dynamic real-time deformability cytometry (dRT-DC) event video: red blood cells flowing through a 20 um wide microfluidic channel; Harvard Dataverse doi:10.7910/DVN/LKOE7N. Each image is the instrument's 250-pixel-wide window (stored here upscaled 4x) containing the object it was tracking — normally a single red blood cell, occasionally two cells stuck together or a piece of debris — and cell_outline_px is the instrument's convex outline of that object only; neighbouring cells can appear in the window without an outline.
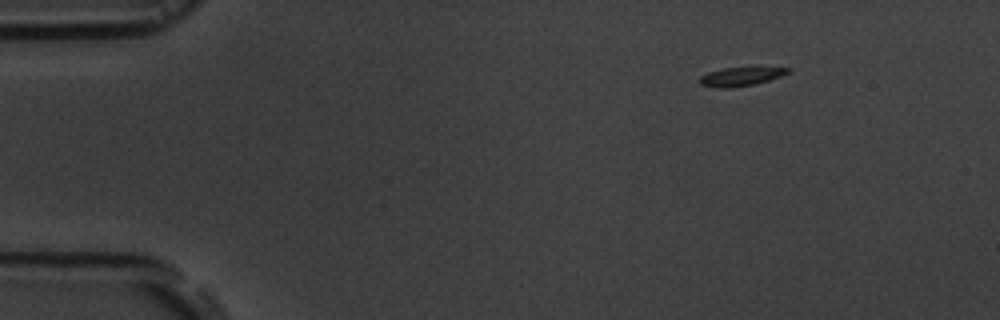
{"species": "common noctule bat (a hibernating species)", "species_latin": "Nyctalus noctula", "temperature_condition": "room temperature", "stored_images_in_passage": 8, "camera_frame_rate_fps": 3000, "um_per_image_px": 0.085, "animal": {"sex": "male", "body_mass_g": 19.5, "forearm_length_mm": 54.6}, "frame": {"image": 1, "passage_image": 2, "time_ms": 1.0, "image_size_px": [1000, 320], "cell_outline_px": [[792, 72], [768, 80], [752, 84], [728, 88], [716, 88], [700, 84], [700, 76], [708, 72], [724, 68], [756, 64], [792, 68]], "centroid_in_image_um": [63.08, 6.43], "position_along_channel_um": 21.9, "area_um2": 10.35}}
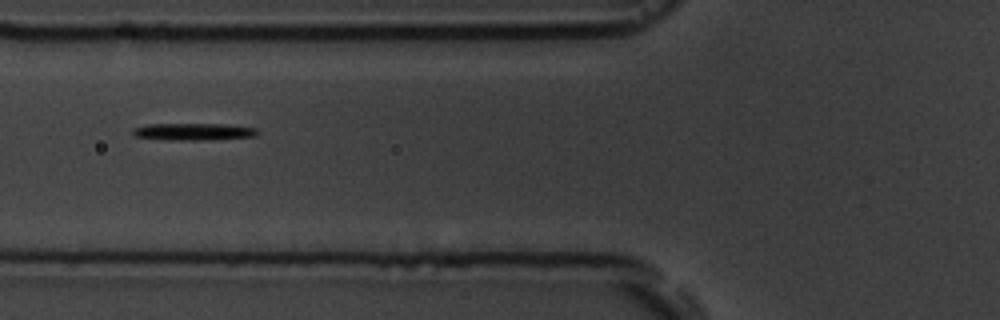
{"frame": {"image": 2, "passage_image": 6, "time_ms": 5.667, "image_size_px": [1000, 320], "cell_outline_px": [[260, 132], [256, 136], [208, 140], [164, 140], [136, 136], [132, 132], [132, 128], [148, 124], [228, 124], [256, 128]], "centroid_in_image_um": [16.47, 11.19], "position_along_channel_um": 109.3, "area_um2": 12.54}}
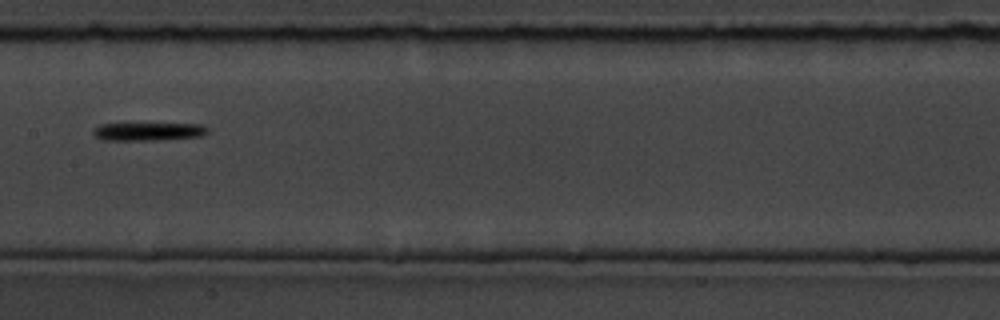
{"frame": {"image": 3, "passage_image": 8, "time_ms": 8.0, "image_size_px": [1000, 320], "cell_outline_px": [[208, 132], [204, 136], [156, 140], [104, 140], [96, 136], [92, 132], [100, 124], [200, 124], [208, 128]], "centroid_in_image_um": [12.65, 11.18], "position_along_channel_um": 194.8, "area_um2": 11.91}}